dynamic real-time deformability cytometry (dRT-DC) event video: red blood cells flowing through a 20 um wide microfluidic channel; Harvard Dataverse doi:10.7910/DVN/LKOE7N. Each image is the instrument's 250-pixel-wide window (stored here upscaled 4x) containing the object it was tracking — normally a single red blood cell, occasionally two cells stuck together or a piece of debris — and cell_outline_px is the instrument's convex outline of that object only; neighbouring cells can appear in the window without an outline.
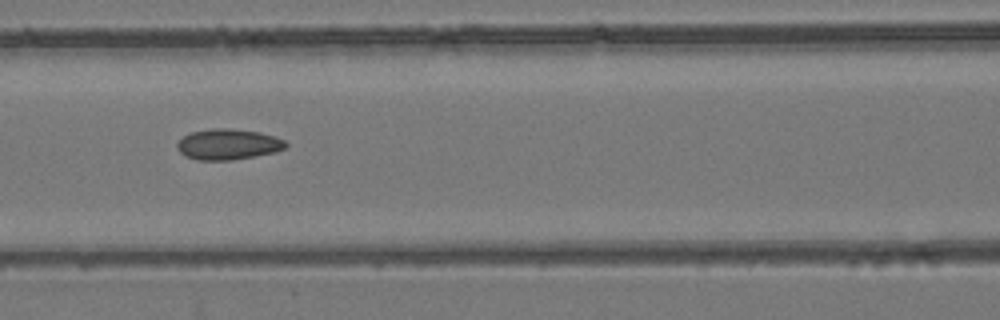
{"species": "common noctule bat (a hibernating species)", "species_latin": "Nyctalus noctula", "temperature_condition": "room temperature", "stored_images_in_passage": 8, "camera_frame_rate_fps": 3000, "um_per_image_px": 0.085, "animal": {"sex": "female", "body_mass_g": 24.6, "forearm_length_mm": 56.2}, "frame": {"image": 1, "passage_image": 5, "time_ms": 1.333, "image_size_px": [1000, 320], "cell_outline_px": [[288, 144], [284, 148], [276, 152], [256, 156], [232, 160], [196, 160], [184, 156], [176, 148], [176, 144], [184, 136], [192, 132], [212, 128], [228, 128], [260, 132], [276, 136], [284, 140]], "centroid_in_image_um": [19.39, 12.27], "position_along_channel_um": 147.2, "area_um2": 19.59}}
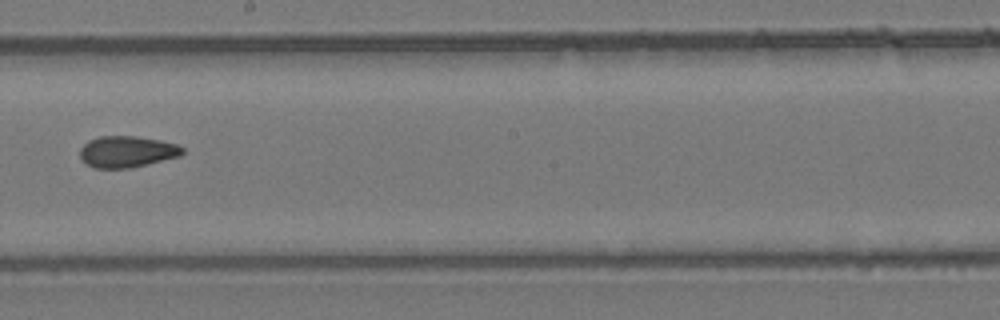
{"frame": {"image": 2, "passage_image": 7, "time_ms": 2.0, "image_size_px": [1000, 320], "cell_outline_px": [[184, 152], [180, 156], [132, 168], [96, 168], [80, 160], [80, 148], [88, 140], [100, 136], [136, 136], [160, 140], [176, 144], [184, 148]], "centroid_in_image_um": [10.79, 12.89], "position_along_channel_um": 237.4, "area_um2": 18.84}}
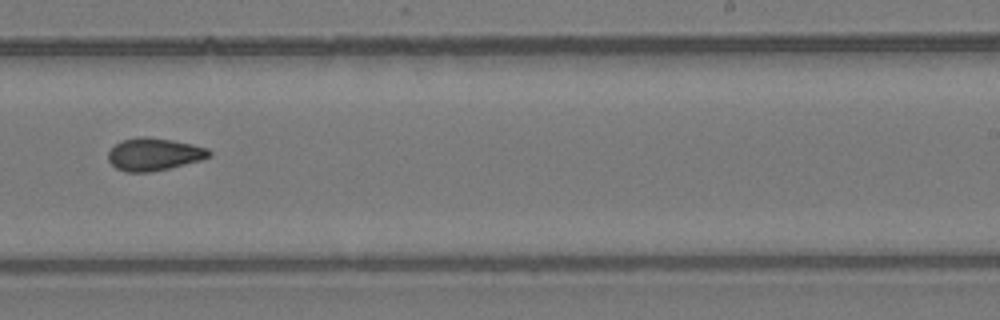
{"frame": {"image": 3, "passage_image": 8, "time_ms": 2.333, "image_size_px": [1000, 320], "cell_outline_px": [[212, 156], [200, 160], [168, 168], [148, 172], [124, 172], [116, 168], [108, 160], [108, 152], [120, 140], [140, 136], [144, 136], [172, 140], [192, 144], [208, 148], [212, 152]], "centroid_in_image_um": [13.08, 13.1], "position_along_channel_um": 275.9, "area_um2": 19.13}}